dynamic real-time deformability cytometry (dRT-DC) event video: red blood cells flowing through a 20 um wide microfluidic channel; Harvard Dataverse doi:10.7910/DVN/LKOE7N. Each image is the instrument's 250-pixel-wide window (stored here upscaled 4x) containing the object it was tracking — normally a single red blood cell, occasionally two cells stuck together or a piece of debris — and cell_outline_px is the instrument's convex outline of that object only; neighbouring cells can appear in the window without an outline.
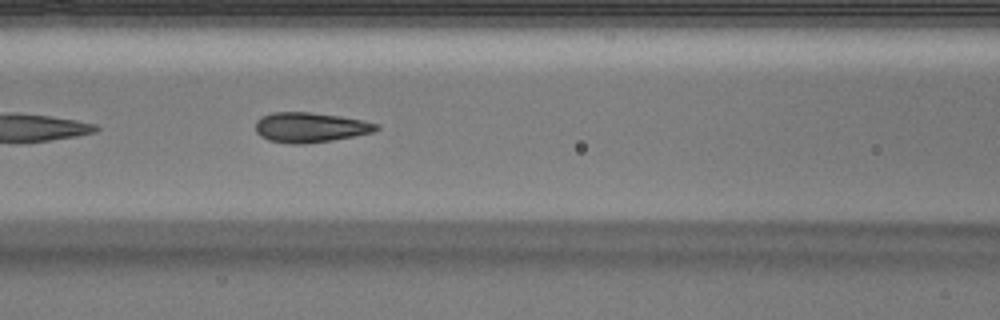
{"species": "Egyptian fruit bat (a non-hibernating species)", "species_latin": "Rousettus aegyptiacus", "temperature_condition": "warm", "stored_images_in_passage": 24, "camera_frame_rate_fps": 3000, "um_per_image_px": 0.085, "animal": {"sex": "male"}, "frame": {"image": 1, "passage_image": 8, "time_ms": 2.333, "image_size_px": [1000, 320], "cell_outline_px": [[380, 128], [372, 132], [332, 140], [300, 144], [292, 144], [268, 140], [260, 136], [256, 132], [256, 120], [260, 116], [272, 112], [308, 112], [340, 116], [364, 120], [380, 124]], "centroid_in_image_um": [26.35, 10.82], "position_along_channel_um": 140.3, "area_um2": 21.1}}
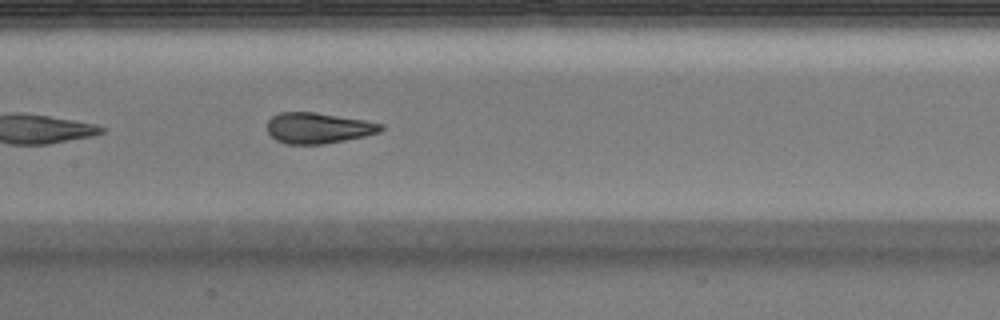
{"frame": {"image": 2, "passage_image": 11, "time_ms": 3.333, "image_size_px": [1000, 320], "cell_outline_px": [[384, 128], [380, 132], [364, 136], [324, 144], [284, 144], [276, 140], [268, 132], [268, 120], [272, 116], [280, 112], [316, 112], [364, 120], [384, 124]], "centroid_in_image_um": [27.05, 10.88], "position_along_channel_um": 180.4, "area_um2": 20.4}}
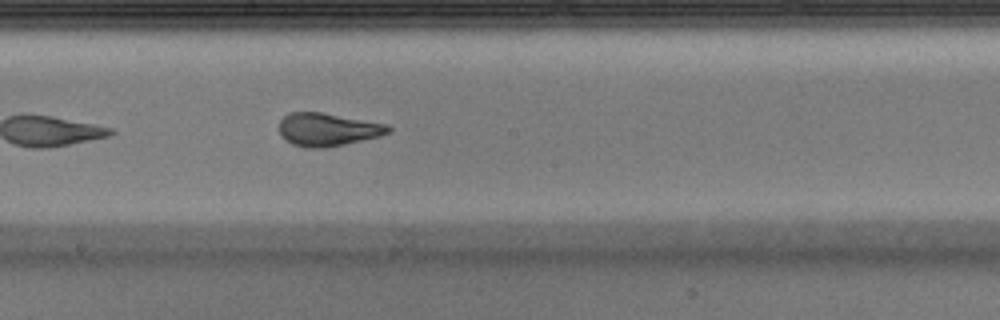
{"frame": {"image": 3, "passage_image": 14, "time_ms": 4.333, "image_size_px": [1000, 320], "cell_outline_px": [[392, 128], [388, 132], [380, 136], [344, 144], [324, 148], [304, 148], [292, 144], [284, 140], [280, 136], [280, 120], [288, 112], [320, 112], [388, 124]], "centroid_in_image_um": [27.81, 11.01], "position_along_channel_um": 220.4, "area_um2": 21.04}}